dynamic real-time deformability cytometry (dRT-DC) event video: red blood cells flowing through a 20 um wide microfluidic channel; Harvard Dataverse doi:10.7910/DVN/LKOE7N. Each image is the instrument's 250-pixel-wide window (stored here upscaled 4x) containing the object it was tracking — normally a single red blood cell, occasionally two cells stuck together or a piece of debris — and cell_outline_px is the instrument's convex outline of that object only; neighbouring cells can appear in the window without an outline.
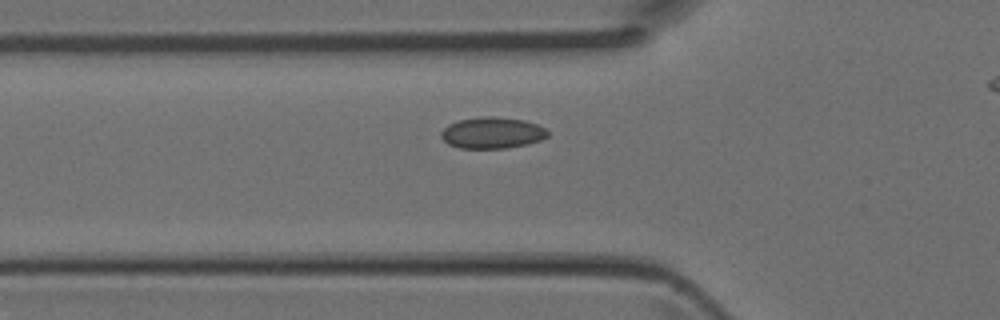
{"species": "Egyptian fruit bat (a non-hibernating species)", "species_latin": "Rousettus aegyptiacus", "temperature_condition": "room temperature", "stored_images_in_passage": 5, "camera_frame_rate_fps": 3000, "um_per_image_px": 0.085, "animal": {"sex": "female"}, "frame": {"image": 1, "passage_image": 4, "time_ms": 1.0, "image_size_px": [1000, 320], "cell_outline_px": [[548, 136], [540, 140], [528, 144], [504, 148], [460, 148], [448, 144], [440, 136], [440, 132], [448, 124], [460, 120], [480, 116], [496, 116], [524, 120], [536, 124], [544, 128], [548, 132]], "centroid_in_image_um": [41.82, 11.28], "position_along_channel_um": 84.0, "area_um2": 19.48}}